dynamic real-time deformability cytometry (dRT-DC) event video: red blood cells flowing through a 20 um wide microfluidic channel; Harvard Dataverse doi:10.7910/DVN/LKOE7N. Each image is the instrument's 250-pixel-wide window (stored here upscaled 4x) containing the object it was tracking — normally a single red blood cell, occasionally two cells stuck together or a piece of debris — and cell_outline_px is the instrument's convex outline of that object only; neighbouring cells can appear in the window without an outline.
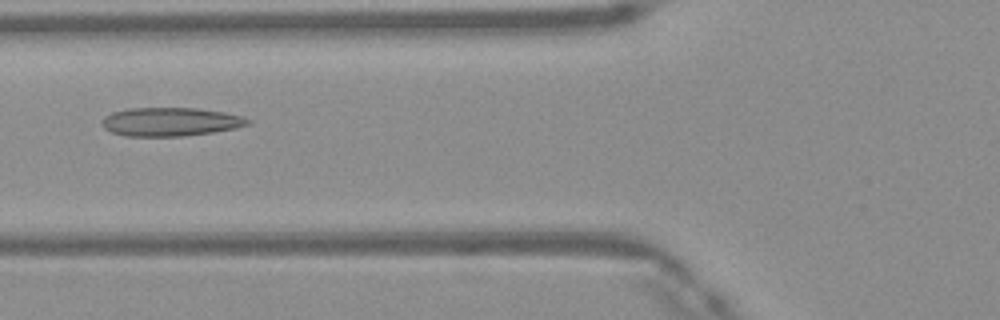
{"species": "Egyptian fruit bat (a non-hibernating species)", "species_latin": "Rousettus aegyptiacus", "temperature_condition": "warm", "stored_images_in_passage": 48, "camera_frame_rate_fps": 3000, "um_per_image_px": 0.085, "frame": {"image": 1, "passage_image": 18, "time_ms": 5.667, "image_size_px": [1000, 320], "cell_outline_px": [[252, 120], [248, 124], [236, 128], [212, 132], [184, 136], [124, 136], [112, 132], [104, 128], [104, 116], [112, 112], [128, 108], [196, 108], [224, 112], [244, 116]], "centroid_in_image_um": [14.52, 10.35], "position_along_channel_um": 111.3, "area_um2": 24.28}}
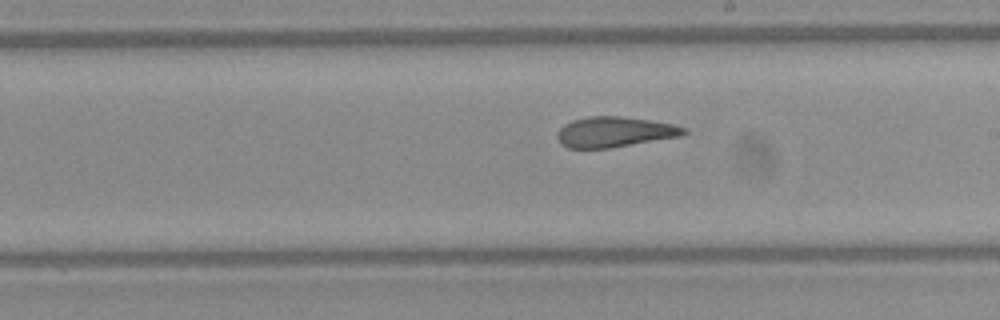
{"frame": {"image": 2, "passage_image": 27, "time_ms": 8.667, "image_size_px": [1000, 320], "cell_outline_px": [[688, 132], [680, 136], [608, 148], [568, 148], [560, 144], [556, 136], [556, 132], [564, 124], [572, 120], [588, 116], [620, 116], [648, 120], [672, 124], [688, 128]], "centroid_in_image_um": [52.2, 11.21], "position_along_channel_um": 236.8, "area_um2": 22.37}}
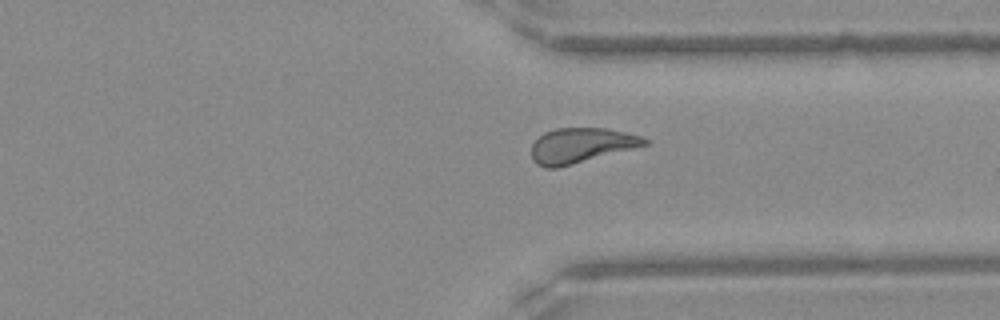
{"frame": {"image": 3, "passage_image": 36, "time_ms": 11.667, "image_size_px": [1000, 320], "cell_outline_px": [[648, 144], [572, 164], [556, 168], [544, 168], [536, 164], [532, 160], [532, 144], [544, 132], [556, 128], [604, 128], [624, 132], [640, 136], [648, 140]], "centroid_in_image_um": [49.33, 12.36], "position_along_channel_um": 362.1, "area_um2": 22.72}}